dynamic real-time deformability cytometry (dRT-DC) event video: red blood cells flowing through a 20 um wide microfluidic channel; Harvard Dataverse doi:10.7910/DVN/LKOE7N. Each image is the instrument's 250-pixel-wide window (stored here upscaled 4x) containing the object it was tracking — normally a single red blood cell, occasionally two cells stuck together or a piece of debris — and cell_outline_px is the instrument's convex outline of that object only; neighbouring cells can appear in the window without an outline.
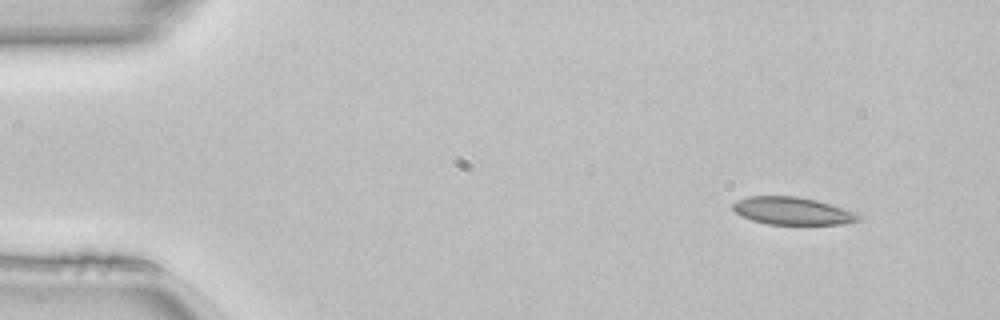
{"species": "common noctule bat (a hibernating species)", "species_latin": "Nyctalus noctula", "temperature_condition": "room temperature", "stored_images_in_passage": 46, "camera_frame_rate_fps": 3000, "um_per_image_px": 0.085, "animal": {"sex": "female", "body_mass_g": 22.7, "forearm_length_mm": 54.2}, "frame": {"image": 1, "passage_image": 1, "time_ms": 0.0, "image_size_px": [1000, 320], "cell_outline_px": [[864, 216], [860, 220], [844, 224], [768, 224], [752, 220], [740, 216], [732, 208], [732, 204], [736, 200], [748, 196], [796, 196], [816, 200], [856, 212]], "centroid_in_image_um": [67.36, 17.93], "position_along_channel_um": 17.6, "area_um2": 20.29}}
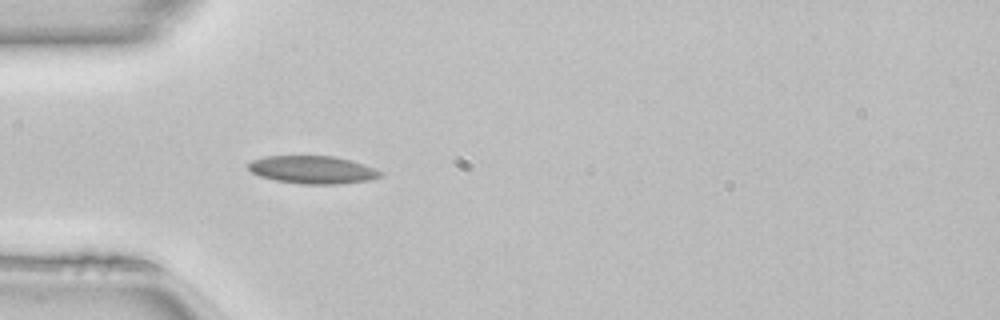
{"frame": {"image": 2, "passage_image": 11, "time_ms": 3.333, "image_size_px": [1000, 320], "cell_outline_px": [[384, 176], [368, 180], [340, 184], [300, 184], [276, 180], [260, 176], [252, 172], [248, 168], [248, 164], [252, 160], [264, 156], [332, 156], [352, 160], [364, 164], [384, 172]], "centroid_in_image_um": [26.61, 14.43], "position_along_channel_um": 58.4, "area_um2": 21.5}}
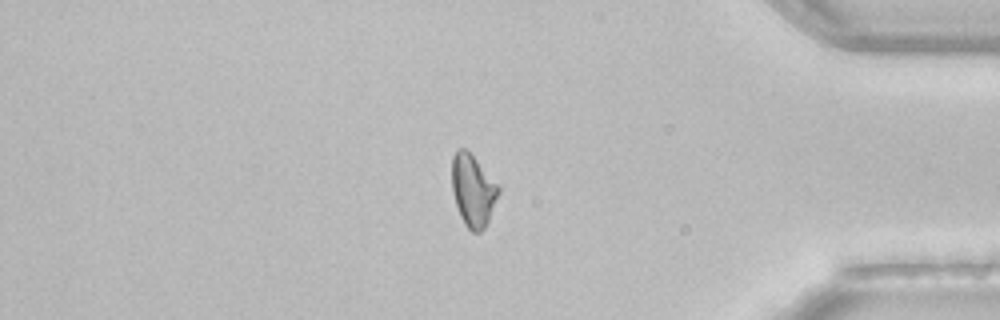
{"frame": {"image": 3, "passage_image": 38, "time_ms": 12.333, "image_size_px": [1000, 320], "cell_outline_px": [[500, 192], [488, 220], [484, 228], [480, 232], [472, 232], [464, 224], [460, 216], [452, 192], [452, 156], [456, 148], [464, 148], [500, 184]], "centroid_in_image_um": [40.2, 16.18], "position_along_channel_um": 395.0, "area_um2": 19.59}, "authors_computed_cell_mechanics": {"area_um2": 20.4034, "velocity_mm_per_s": 4.1162, "shape_relaxation_time_tau1_ms": null, "shape_relaxation_time_tau2_ms": 5.9841, "deformation_change_tau1": null, "deformation_change_tau2": 0.1012}}